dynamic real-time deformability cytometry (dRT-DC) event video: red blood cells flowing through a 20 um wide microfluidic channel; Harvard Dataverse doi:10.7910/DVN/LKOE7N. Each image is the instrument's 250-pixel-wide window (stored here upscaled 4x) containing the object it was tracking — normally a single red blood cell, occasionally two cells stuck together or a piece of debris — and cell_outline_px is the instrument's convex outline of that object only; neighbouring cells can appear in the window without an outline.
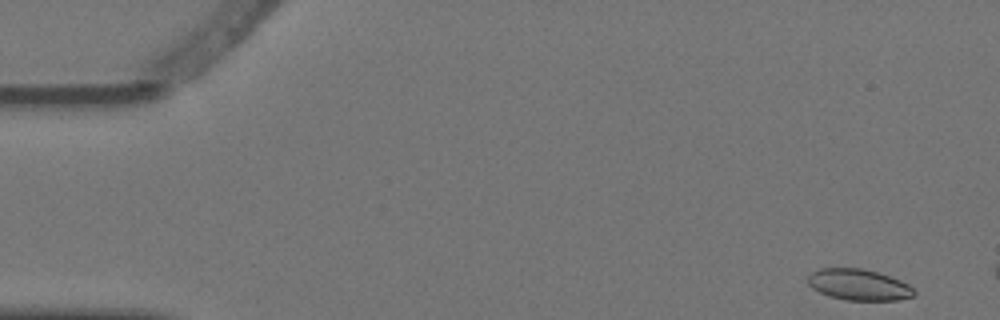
{"species": "Egyptian fruit bat (a non-hibernating species)", "species_latin": "Rousettus aegyptiacus", "temperature_condition": "warm", "stored_images_in_passage": 3, "camera_frame_rate_fps": 3000, "um_per_image_px": 0.085, "animal": {"sex": "female"}, "frame": {"image": 1, "passage_image": 1, "time_ms": 0.0, "image_size_px": [1000, 320], "cell_outline_px": [[916, 292], [912, 296], [900, 300], [844, 300], [828, 296], [812, 288], [808, 284], [808, 276], [812, 272], [820, 268], [864, 268], [880, 272], [900, 280], [908, 284]], "centroid_in_image_um": [72.99, 24.19], "position_along_channel_um": 12.0, "area_um2": 19.42}}